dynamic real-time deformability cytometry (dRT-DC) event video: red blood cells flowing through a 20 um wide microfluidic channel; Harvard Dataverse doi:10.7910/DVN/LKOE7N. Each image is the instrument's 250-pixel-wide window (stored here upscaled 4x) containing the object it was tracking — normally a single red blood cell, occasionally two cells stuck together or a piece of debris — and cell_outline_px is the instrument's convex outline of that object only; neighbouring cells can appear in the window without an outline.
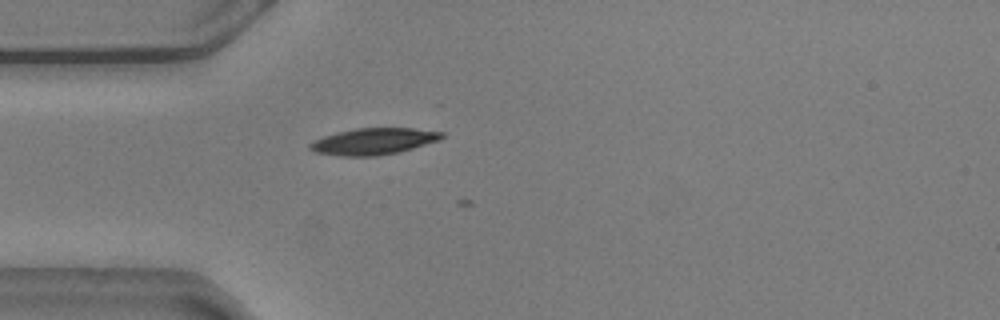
{"species": "common noctule bat (a hibernating species)", "species_latin": "Nyctalus noctula", "temperature_condition": "warm", "stored_images_in_passage": 2, "camera_frame_rate_fps": 3000, "um_per_image_px": 0.085, "animal": {"sex": "male", "body_mass_g": 20.5, "forearm_length_mm": 52.5}, "frame": {"image": 1, "passage_image": 1, "time_ms": 0.0, "image_size_px": [1000, 320], "cell_outline_px": [[444, 136], [440, 140], [412, 148], [396, 152], [376, 156], [340, 156], [316, 152], [308, 148], [308, 144], [324, 136], [336, 132], [356, 128], [412, 128], [444, 132]], "centroid_in_image_um": [31.74, 12.01], "position_along_channel_um": 53.3, "area_um2": 20.23}}